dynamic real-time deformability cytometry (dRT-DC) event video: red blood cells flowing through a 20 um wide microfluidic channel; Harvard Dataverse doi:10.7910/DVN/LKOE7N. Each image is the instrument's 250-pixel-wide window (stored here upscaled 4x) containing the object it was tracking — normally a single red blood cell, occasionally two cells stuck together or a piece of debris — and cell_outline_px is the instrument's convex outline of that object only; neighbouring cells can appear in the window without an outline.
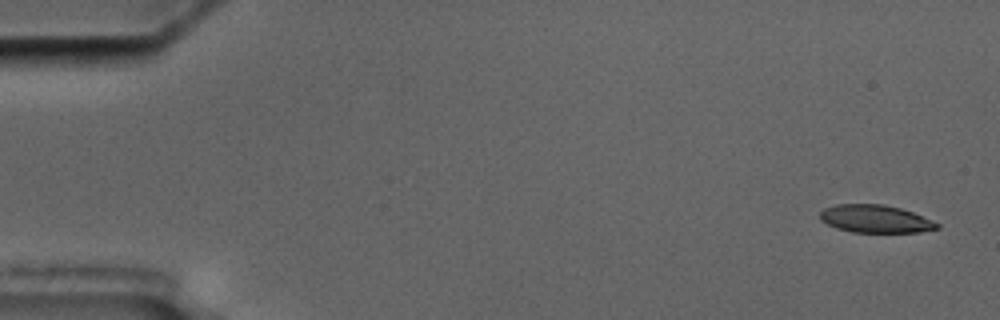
{"species": "common noctule bat (a hibernating species)", "species_latin": "Nyctalus noctula", "temperature_condition": "cold", "stored_images_in_passage": 6, "camera_frame_rate_fps": 3000, "um_per_image_px": 0.085, "animal": {"sex": "male", "body_mass_g": 17.5, "forearm_length_mm": 52.3}, "frame": {"image": 1, "passage_image": 1, "time_ms": 0.0, "image_size_px": [1000, 320], "cell_outline_px": [[940, 228], [920, 232], [852, 232], [836, 228], [820, 220], [820, 212], [824, 208], [836, 204], [884, 204], [900, 208], [912, 212], [940, 224]], "centroid_in_image_um": [74.39, 18.6], "position_along_channel_um": 10.6, "area_um2": 18.9}}
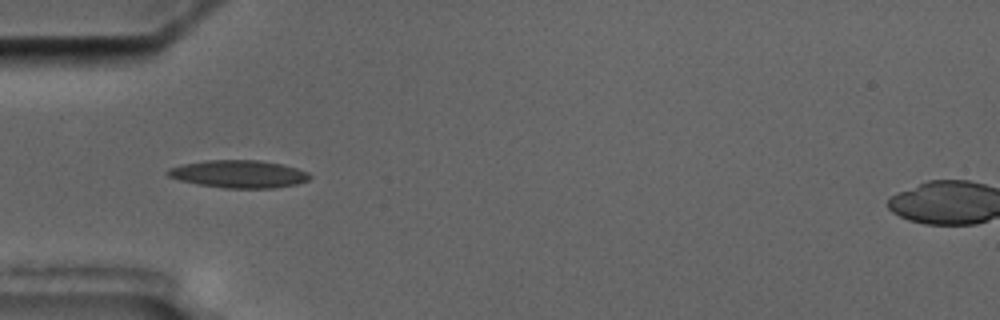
{"frame": {"image": 2, "passage_image": 5, "time_ms": 5.333, "image_size_px": [1000, 320], "cell_outline_px": [[312, 176], [308, 180], [296, 184], [272, 188], [224, 188], [196, 184], [180, 180], [168, 176], [164, 172], [168, 168], [180, 164], [204, 160], [260, 160], [280, 164], [296, 168], [308, 172]], "centroid_in_image_um": [20.24, 14.78], "position_along_channel_um": 64.8, "area_um2": 23.0}}
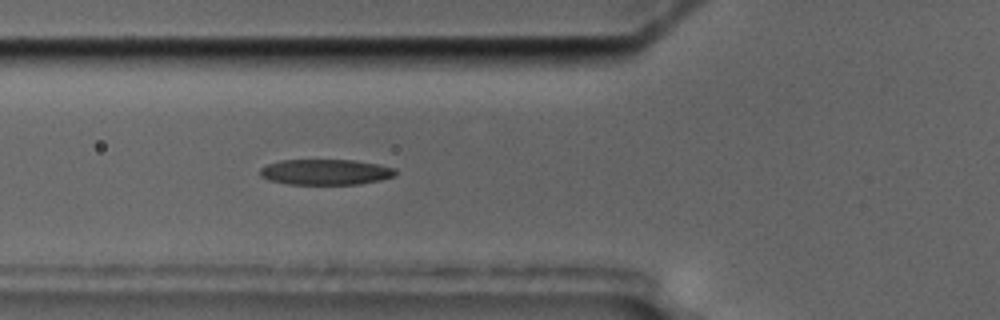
{"frame": {"image": 3, "passage_image": 6, "time_ms": 6.333, "image_size_px": [1000, 320], "cell_outline_px": [[396, 176], [380, 180], [360, 184], [288, 184], [268, 180], [260, 176], [260, 168], [268, 164], [280, 160], [356, 160], [380, 164], [396, 168]], "centroid_in_image_um": [27.7, 14.62], "position_along_channel_um": 98.1, "area_um2": 20.4}}